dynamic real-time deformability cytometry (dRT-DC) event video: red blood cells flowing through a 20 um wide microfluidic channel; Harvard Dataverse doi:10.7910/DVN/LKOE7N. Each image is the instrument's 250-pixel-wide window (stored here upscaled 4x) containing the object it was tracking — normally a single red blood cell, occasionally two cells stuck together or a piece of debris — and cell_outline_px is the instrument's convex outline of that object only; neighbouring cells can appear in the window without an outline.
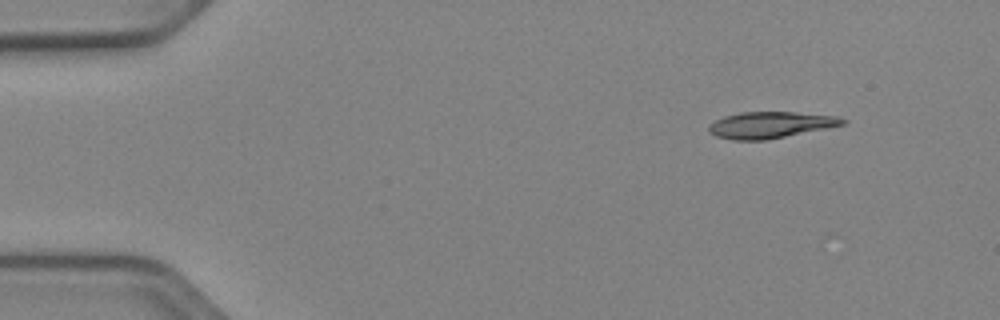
{"species": "Egyptian fruit bat (a non-hibernating species)", "species_latin": "Rousettus aegyptiacus", "temperature_condition": "cold", "stored_images_in_passage": 24, "camera_frame_rate_fps": 3000, "um_per_image_px": 0.085, "animal": {"sex": "female"}, "frame": {"image": 1, "passage_image": 1, "time_ms": 0.0, "image_size_px": [1000, 320], "cell_outline_px": [[848, 120], [844, 124], [828, 128], [764, 140], [732, 140], [716, 136], [708, 132], [708, 128], [716, 120], [724, 116], [740, 112], [792, 112], [836, 116]], "centroid_in_image_um": [65.48, 10.62], "position_along_channel_um": 19.5, "area_um2": 20.4}}
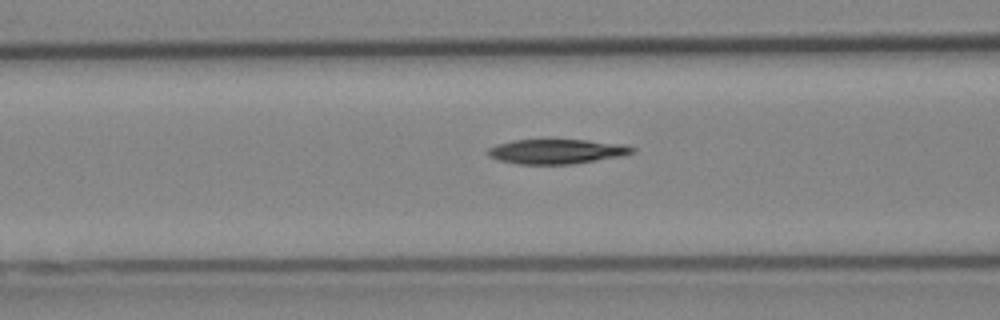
{"frame": {"image": 2, "passage_image": 16, "time_ms": 5.0, "image_size_px": [1000, 320], "cell_outline_px": [[636, 152], [620, 156], [572, 164], [516, 164], [500, 160], [488, 156], [484, 152], [488, 148], [496, 144], [512, 140], [588, 140], [624, 144], [636, 148]], "centroid_in_image_um": [47.29, 12.87], "position_along_channel_um": 119.3, "area_um2": 20.87}}
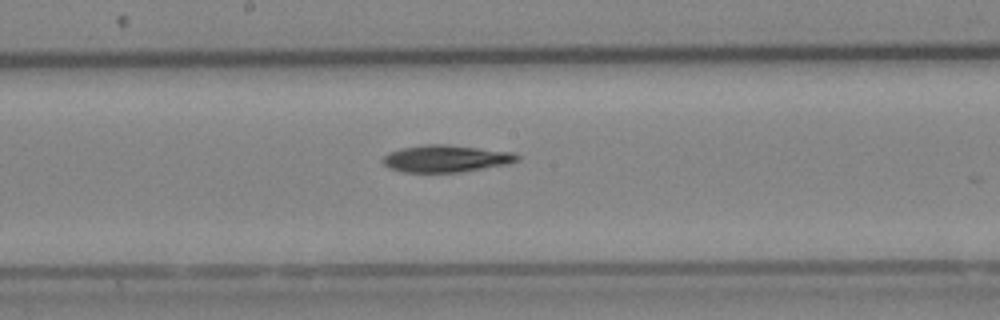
{"frame": {"image": 3, "passage_image": 23, "time_ms": 7.333, "image_size_px": [1000, 320], "cell_outline_px": [[520, 160], [508, 164], [460, 172], [404, 172], [388, 168], [380, 160], [388, 152], [400, 148], [424, 144], [444, 144], [512, 152], [520, 156]], "centroid_in_image_um": [37.87, 13.48], "position_along_channel_um": 210.3, "area_um2": 21.27}}